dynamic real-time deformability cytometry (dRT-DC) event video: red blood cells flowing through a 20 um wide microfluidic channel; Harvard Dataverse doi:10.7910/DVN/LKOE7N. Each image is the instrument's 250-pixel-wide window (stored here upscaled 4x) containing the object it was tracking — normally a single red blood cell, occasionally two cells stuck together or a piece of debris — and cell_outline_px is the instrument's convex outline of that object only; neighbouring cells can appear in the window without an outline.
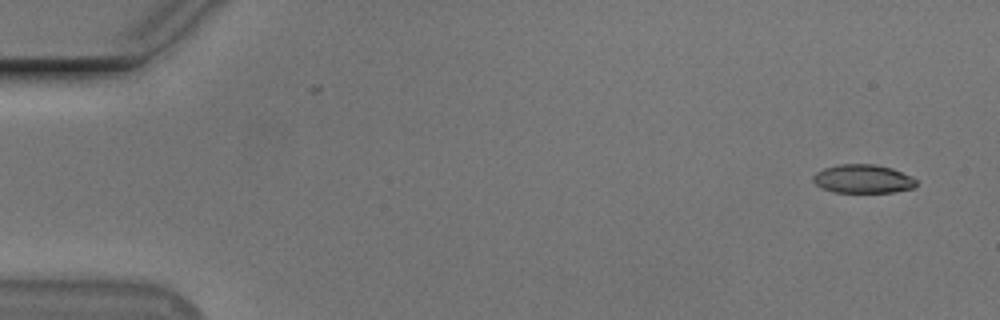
{"species": "Egyptian fruit bat (a non-hibernating species)", "species_latin": "Rousettus aegyptiacus", "temperature_condition": "cold", "stored_images_in_passage": 2, "camera_frame_rate_fps": 3000, "um_per_image_px": 0.085, "animal": {"sex": "male"}, "frame": {"image": 1, "passage_image": 2, "time_ms": 1.333, "image_size_px": [1000, 320], "cell_outline_px": [[916, 188], [892, 192], [832, 192], [820, 188], [812, 180], [812, 176], [816, 172], [824, 168], [840, 164], [876, 164], [892, 168], [912, 176], [916, 180]], "centroid_in_image_um": [73.35, 15.2], "position_along_channel_um": 11.7, "area_um2": 17.4}}